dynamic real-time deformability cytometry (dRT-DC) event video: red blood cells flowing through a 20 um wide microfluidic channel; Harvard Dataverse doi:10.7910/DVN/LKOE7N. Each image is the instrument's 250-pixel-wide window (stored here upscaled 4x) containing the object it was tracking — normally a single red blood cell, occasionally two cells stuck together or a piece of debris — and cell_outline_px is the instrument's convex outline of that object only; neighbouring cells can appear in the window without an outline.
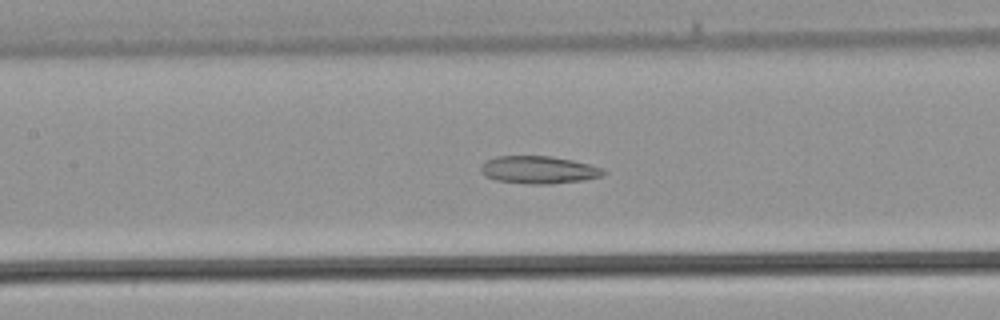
{"species": "common noctule bat (a hibernating species)", "species_latin": "Nyctalus noctula", "temperature_condition": "warm", "stored_images_in_passage": 38, "camera_frame_rate_fps": 3000, "um_per_image_px": 0.085, "animal": {"sex": "male", "body_mass_g": 21.5, "forearm_length_mm": 52.0}, "frame": {"image": 1, "passage_image": 17, "time_ms": 5.333, "image_size_px": [1000, 320], "cell_outline_px": [[608, 172], [604, 176], [584, 180], [552, 184], [528, 184], [496, 180], [484, 176], [480, 172], [480, 168], [488, 160], [496, 156], [552, 156], [572, 160], [588, 164], [600, 168]], "centroid_in_image_um": [45.8, 14.44], "position_along_channel_um": 161.6, "area_um2": 19.77}}
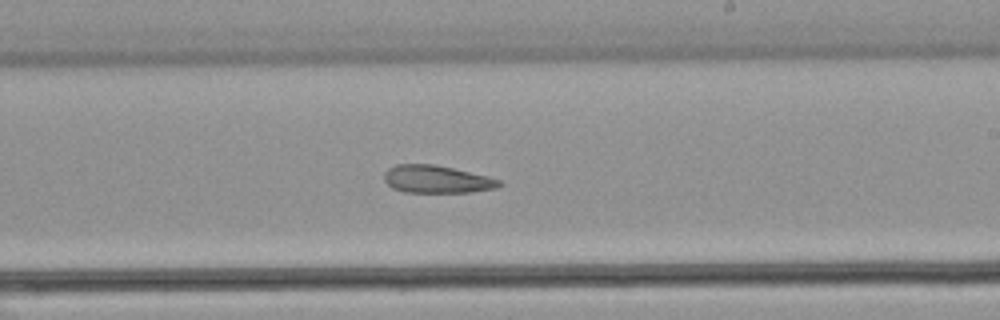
{"frame": {"image": 2, "passage_image": 22, "time_ms": 7.0, "image_size_px": [1000, 320], "cell_outline_px": [[504, 184], [496, 188], [472, 192], [404, 192], [392, 188], [384, 180], [384, 172], [388, 168], [396, 164], [432, 164], [452, 168], [488, 176], [500, 180]], "centroid_in_image_um": [37.12, 15.24], "position_along_channel_um": 251.9, "area_um2": 18.55}}
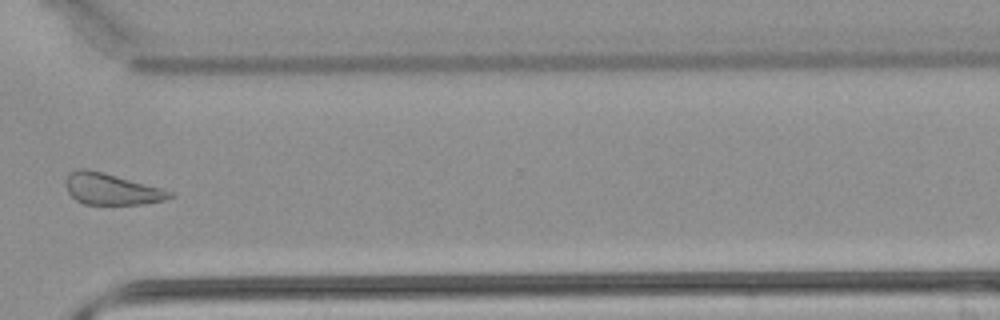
{"frame": {"image": 3, "passage_image": 28, "time_ms": 9.0, "image_size_px": [1000, 320], "cell_outline_px": [[176, 196], [164, 200], [144, 204], [84, 204], [76, 200], [68, 192], [64, 184], [64, 180], [72, 172], [80, 168], [84, 168], [100, 172], [176, 192]], "centroid_in_image_um": [9.49, 16.09], "position_along_channel_um": 361.1, "area_um2": 18.79}}